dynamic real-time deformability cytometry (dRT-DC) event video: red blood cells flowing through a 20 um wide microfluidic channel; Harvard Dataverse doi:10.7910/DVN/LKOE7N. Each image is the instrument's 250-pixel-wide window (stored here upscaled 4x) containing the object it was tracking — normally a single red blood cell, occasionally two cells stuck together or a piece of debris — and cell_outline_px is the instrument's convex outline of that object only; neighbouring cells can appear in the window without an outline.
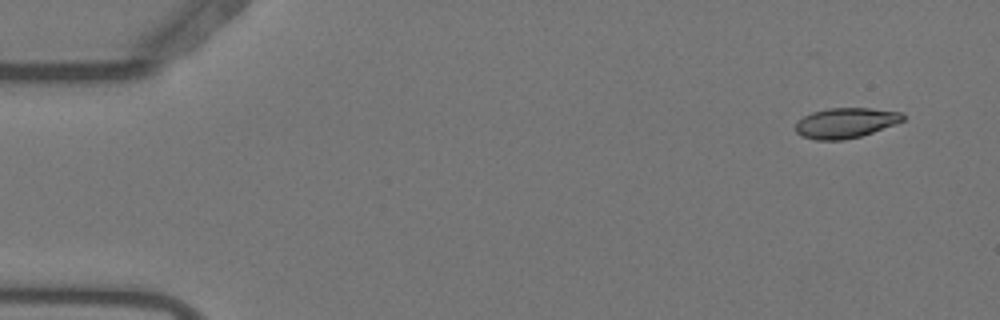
{"species": "Egyptian fruit bat (a non-hibernating species)", "species_latin": "Rousettus aegyptiacus", "temperature_condition": "warm", "stored_images_in_passage": 52, "camera_frame_rate_fps": 3000, "um_per_image_px": 0.085, "animal": {"sex": "female"}, "frame": {"image": 1, "passage_image": 1, "time_ms": 0.0, "image_size_px": [1000, 320], "cell_outline_px": [[904, 120], [896, 124], [860, 136], [844, 140], [816, 140], [800, 136], [796, 132], [796, 124], [804, 116], [812, 112], [828, 108], [872, 108], [900, 112], [904, 116]], "centroid_in_image_um": [71.87, 10.45], "position_along_channel_um": 13.1, "area_um2": 18.84}}
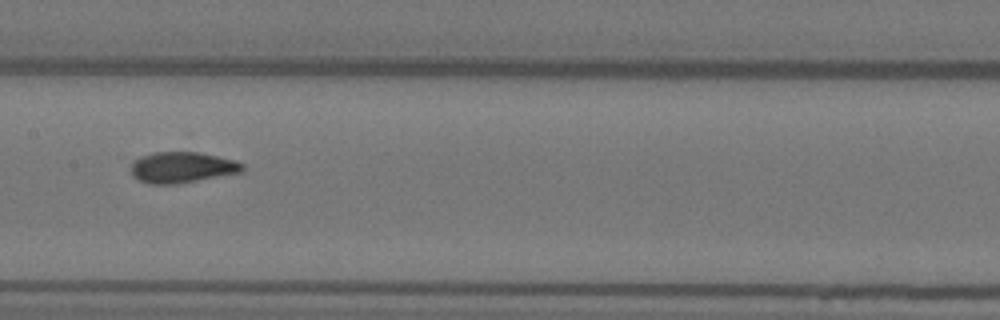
{"frame": {"image": 2, "passage_image": 25, "time_ms": 8.0, "image_size_px": [1000, 320], "cell_outline_px": [[244, 172], [176, 184], [148, 184], [132, 176], [132, 164], [140, 156], [152, 152], [200, 152], [236, 160], [244, 164]], "centroid_in_image_um": [15.52, 14.22], "position_along_channel_um": 191.9, "area_um2": 20.23}}
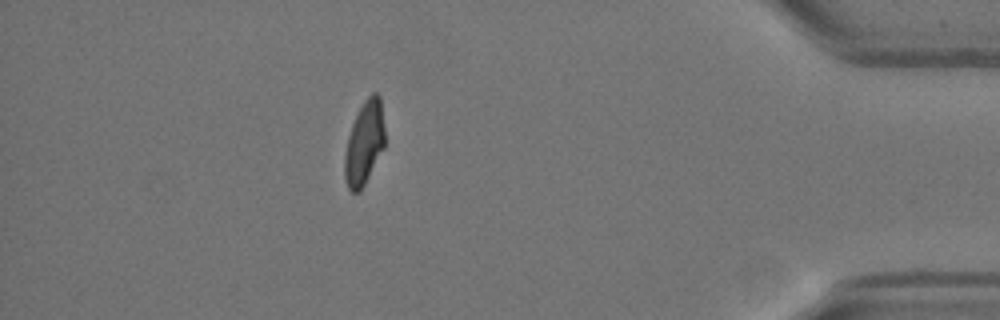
{"frame": {"image": 3, "passage_image": 46, "time_ms": 15.0, "image_size_px": [1000, 320], "cell_outline_px": [[384, 148], [360, 192], [352, 192], [348, 188], [344, 176], [344, 156], [348, 136], [352, 124], [364, 100], [372, 92], [376, 92], [380, 96], [384, 128]], "centroid_in_image_um": [30.96, 12.17], "position_along_channel_um": 404.2, "area_um2": 19.48}, "authors_computed_cell_mechanics": {"area_um2": 20.0566, "velocity_mm_per_s": 3.6895, "shape_relaxation_time_tau1_ms": 6.6364, "shape_relaxation_time_tau2_ms": 1.1445, "deformation_change_tau1": 0.206, "deformation_change_tau2": 0.063}}